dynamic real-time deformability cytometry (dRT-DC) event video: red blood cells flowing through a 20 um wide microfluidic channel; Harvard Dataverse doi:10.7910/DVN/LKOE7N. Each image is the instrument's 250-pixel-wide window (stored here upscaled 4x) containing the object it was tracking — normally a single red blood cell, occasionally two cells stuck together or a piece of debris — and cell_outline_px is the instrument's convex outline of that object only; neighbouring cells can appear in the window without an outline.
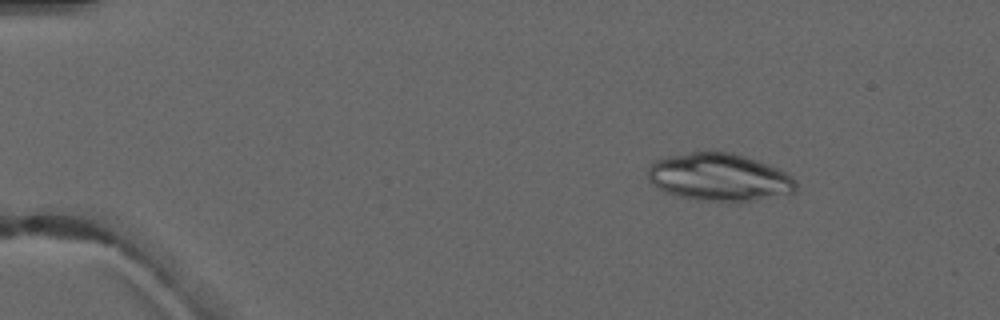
{"species": "common noctule bat (a hibernating species)", "species_latin": "Nyctalus noctula", "temperature_condition": "warm", "stored_images_in_passage": 5, "camera_frame_rate_fps": 3000, "um_per_image_px": 0.085, "animal": {"sex": "male", "forearm_length_mm": 52.5}, "frame": {"image": 1, "passage_image": 2, "time_ms": 1.333, "image_size_px": [1000, 320], "cell_outline_px": [[796, 192], [740, 204], [700, 200], [676, 196], [664, 192], [656, 188], [648, 180], [648, 168], [652, 160], [668, 156], [688, 152], [732, 152], [780, 168], [792, 176], [796, 180]], "centroid_in_image_um": [61.14, 15.09], "position_along_channel_um": 23.9, "area_um2": 42.14}}